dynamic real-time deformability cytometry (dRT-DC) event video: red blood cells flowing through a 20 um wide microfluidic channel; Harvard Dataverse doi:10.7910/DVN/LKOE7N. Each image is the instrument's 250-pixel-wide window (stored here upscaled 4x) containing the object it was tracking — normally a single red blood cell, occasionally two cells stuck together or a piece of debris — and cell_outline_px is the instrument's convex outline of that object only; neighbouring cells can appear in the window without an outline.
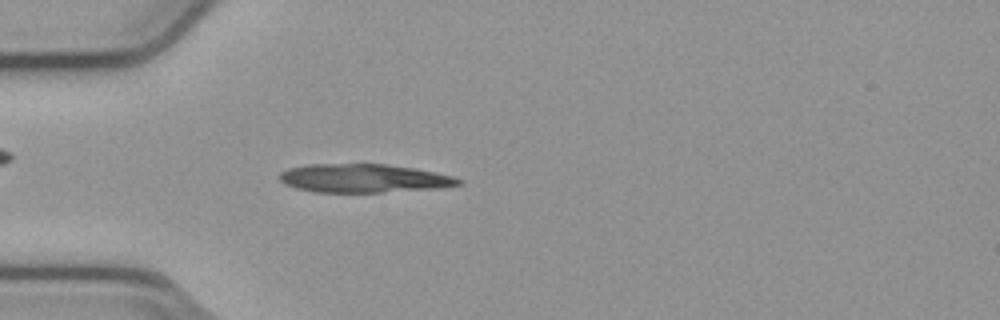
{"species": "common noctule bat (a hibernating species)", "species_latin": "Nyctalus noctula", "temperature_condition": "cold", "stored_images_in_passage": 53, "camera_frame_rate_fps": 3000, "um_per_image_px": 0.085, "animal": {"sex": "male", "body_mass_g": 23.1, "forearm_length_mm": 52.7}, "frame": {"image": 1, "passage_image": 15, "time_ms": 4.667, "image_size_px": [1000, 320], "cell_outline_px": [[464, 184], [440, 188], [380, 192], [312, 192], [296, 188], [284, 184], [280, 180], [280, 172], [288, 168], [308, 164], [384, 164], [412, 168], [436, 172], [452, 176], [464, 180]], "centroid_in_image_um": [30.92, 15.16], "position_along_channel_um": 54.1, "area_um2": 29.82}}